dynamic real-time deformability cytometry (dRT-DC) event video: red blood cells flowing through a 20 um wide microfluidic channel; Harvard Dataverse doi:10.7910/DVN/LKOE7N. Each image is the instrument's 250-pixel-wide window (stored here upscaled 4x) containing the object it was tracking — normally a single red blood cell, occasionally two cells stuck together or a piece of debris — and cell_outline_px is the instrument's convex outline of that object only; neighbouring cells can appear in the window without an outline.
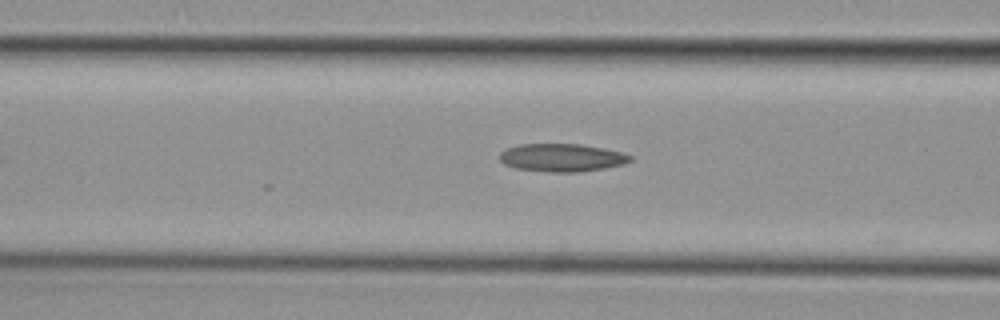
{"species": "common noctule bat (a hibernating species)", "species_latin": "Nyctalus noctula", "temperature_condition": "cold", "stored_images_in_passage": 6, "camera_frame_rate_fps": 3000, "um_per_image_px": 0.085, "animal": {"sex": "female", "body_mass_g": 29.2, "forearm_length_mm": 56.3}, "frame": {"image": 1, "passage_image": 6, "time_ms": 1.667, "image_size_px": [1000, 320], "cell_outline_px": [[632, 160], [624, 164], [604, 168], [580, 172], [548, 172], [516, 168], [504, 164], [500, 160], [500, 152], [508, 148], [520, 144], [580, 144], [604, 148], [620, 152], [632, 156]], "centroid_in_image_um": [47.76, 13.4], "position_along_channel_um": 118.8, "area_um2": 21.21}}